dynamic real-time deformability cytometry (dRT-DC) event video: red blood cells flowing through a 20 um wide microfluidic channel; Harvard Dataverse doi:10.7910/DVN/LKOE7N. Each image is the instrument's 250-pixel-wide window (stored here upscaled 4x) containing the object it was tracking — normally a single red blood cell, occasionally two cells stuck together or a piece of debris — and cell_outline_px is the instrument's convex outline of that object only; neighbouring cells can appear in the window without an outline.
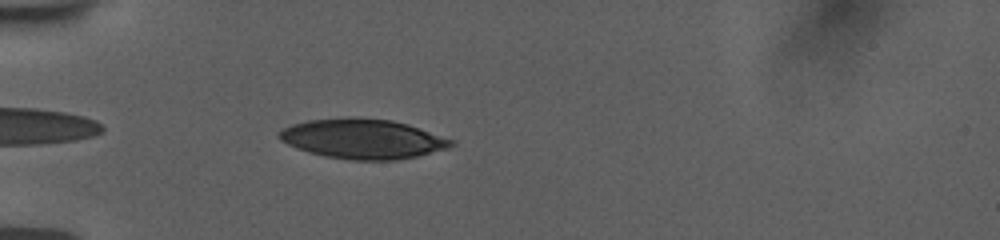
{"species": "human", "species_latin": "Homo sapiens", "temperature_condition": "room temperature", "stored_images_in_passage": 38, "camera_frame_rate_fps": 3000, "um_per_image_px": 0.085, "donor": {"sex": "female"}, "frame": {"image": 1, "passage_image": 3, "time_ms": 0.667, "image_size_px": [1000, 240], "cell_outline_px": [[456, 144], [444, 148], [416, 156], [396, 160], [352, 160], [324, 156], [308, 152], [288, 144], [280, 140], [276, 136], [276, 132], [292, 124], [308, 120], [348, 116], [352, 116], [392, 120], [408, 124], [456, 140]], "centroid_in_image_um": [30.8, 11.78], "position_along_channel_um": 54.2, "area_um2": 40.11}}
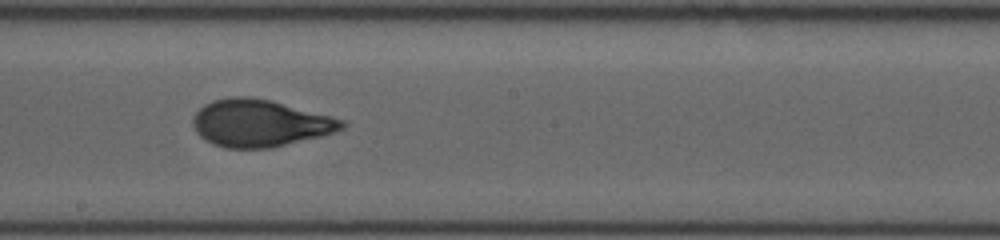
{"frame": {"image": 2, "passage_image": 18, "time_ms": 5.667, "image_size_px": [1000, 240], "cell_outline_px": [[348, 124], [344, 128], [320, 136], [272, 148], [224, 148], [212, 144], [204, 140], [196, 132], [192, 124], [192, 116], [204, 104], [212, 100], [232, 96], [252, 96], [272, 100], [332, 116], [344, 120]], "centroid_in_image_um": [22.06, 10.46], "position_along_channel_um": 226.1, "area_um2": 41.33}}
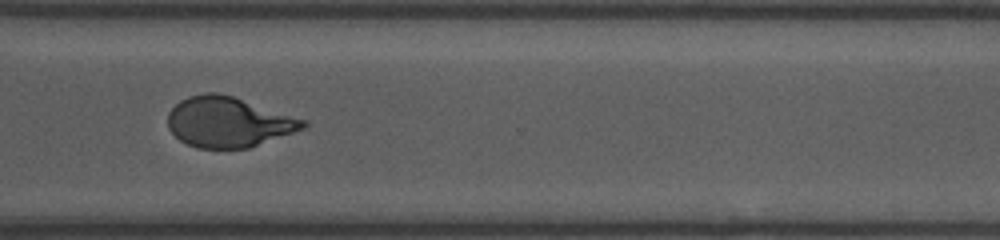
{"frame": {"image": 3, "passage_image": 28, "time_ms": 9.0, "image_size_px": [1000, 240], "cell_outline_px": [[308, 124], [304, 128], [248, 148], [196, 148], [180, 140], [168, 128], [168, 112], [180, 100], [188, 96], [204, 92], [220, 92], [308, 120]], "centroid_in_image_um": [19.4, 10.35], "position_along_channel_um": 351.2, "area_um2": 39.59}, "authors_computed_cell_mechanics": {"area_um2": 40.3733, "velocity_mm_per_s": 3.7788, "shape_relaxation_time_tau1_ms": 3.7842, "shape_relaxation_time_tau2_ms": 0.8844, "deformation_change_tau1": 0.1742, "deformation_change_tau2": 0.068}}